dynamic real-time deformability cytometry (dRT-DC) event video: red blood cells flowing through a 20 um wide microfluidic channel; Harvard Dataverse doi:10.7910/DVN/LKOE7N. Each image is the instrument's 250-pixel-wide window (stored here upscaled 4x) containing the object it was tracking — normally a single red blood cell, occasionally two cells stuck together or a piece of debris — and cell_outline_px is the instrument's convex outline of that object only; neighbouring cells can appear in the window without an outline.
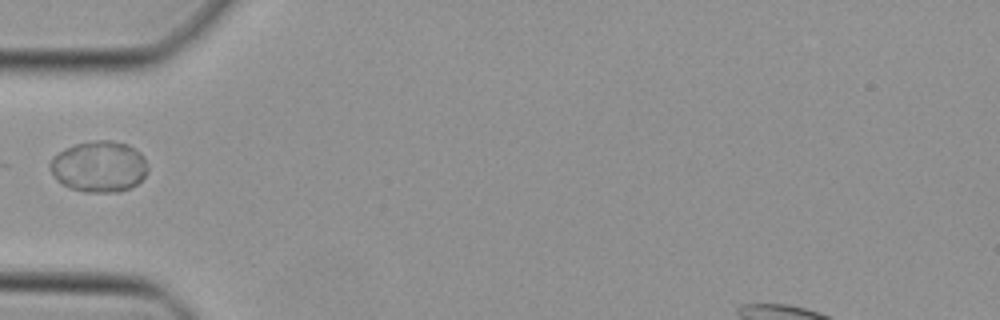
{"species": "Egyptian fruit bat (a non-hibernating species)", "species_latin": "Rousettus aegyptiacus", "temperature_condition": "cold", "stored_images_in_passage": 35, "segment_of_instrument_passage": [1, 2], "camera_frame_rate_fps": 3000, "um_per_image_px": 0.085, "animal": {"sex": "female"}, "frame": {"image": 1, "passage_image": 1, "time_ms": 0.0, "image_size_px": [1000, 320], "cell_outline_px": [[148, 172], [132, 188], [120, 192], [84, 192], [72, 188], [56, 180], [52, 172], [52, 156], [64, 148], [76, 144], [96, 140], [108, 140], [128, 144], [140, 152], [144, 156], [148, 168]], "centroid_in_image_um": [8.46, 14.16], "position_along_channel_um": 76.5, "area_um2": 29.07}}
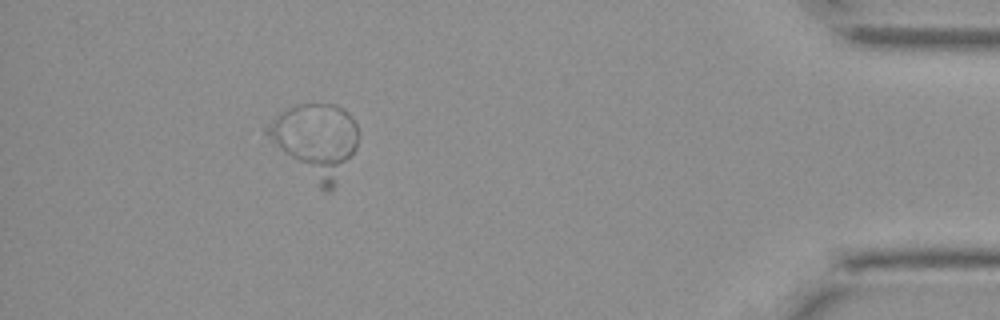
{"frame": {"image": 2, "passage_image": 28, "time_ms": 9.0, "image_size_px": [1000, 320], "cell_outline_px": [[356, 148], [332, 188], [328, 192], [324, 192], [264, 132], [264, 128], [288, 108], [300, 104], [336, 104], [344, 108], [356, 120]], "centroid_in_image_um": [26.88, 11.9], "position_along_channel_um": 408.3, "area_um2": 37.69}}